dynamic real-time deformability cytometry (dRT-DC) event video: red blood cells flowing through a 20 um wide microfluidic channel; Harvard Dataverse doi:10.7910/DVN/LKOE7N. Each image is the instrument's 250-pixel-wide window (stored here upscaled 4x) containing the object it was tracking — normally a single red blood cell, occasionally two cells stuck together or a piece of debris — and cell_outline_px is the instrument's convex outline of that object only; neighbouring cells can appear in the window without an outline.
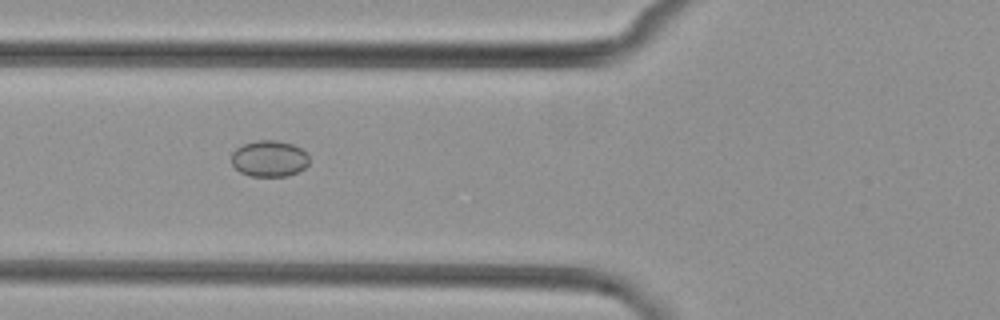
{"species": "common noctule bat (a hibernating species)", "species_latin": "Nyctalus noctula", "temperature_condition": "cold", "stored_images_in_passage": 6, "camera_frame_rate_fps": 3000, "um_per_image_px": 0.085, "animal": {"sex": "female", "body_mass_g": 29.2, "forearm_length_mm": 56.3}, "frame": {"image": 1, "passage_image": 3, "time_ms": 2.333, "image_size_px": [1000, 320], "cell_outline_px": [[308, 164], [304, 168], [288, 176], [248, 176], [240, 172], [232, 164], [232, 152], [236, 148], [244, 144], [256, 140], [276, 140], [292, 144], [300, 148], [308, 156]], "centroid_in_image_um": [22.86, 13.48], "position_along_channel_um": 102.9, "area_um2": 16.36}}
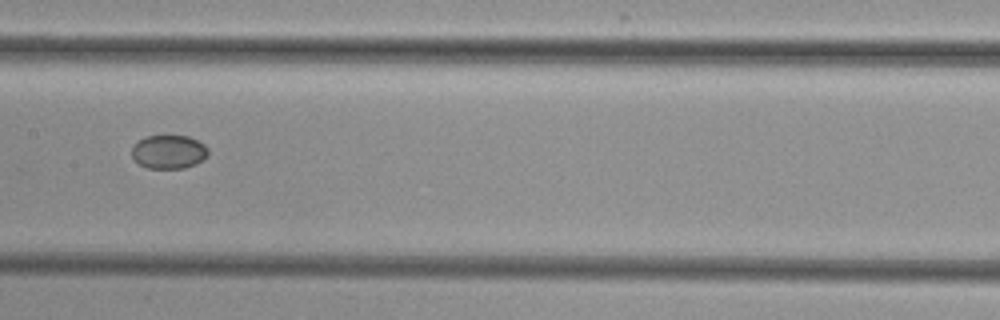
{"frame": {"image": 2, "passage_image": 5, "time_ms": 4.667, "image_size_px": [1000, 320], "cell_outline_px": [[208, 156], [196, 164], [184, 168], [148, 168], [140, 164], [132, 156], [132, 148], [144, 136], [188, 136], [204, 144], [208, 148]], "centroid_in_image_um": [14.37, 12.91], "position_along_channel_um": 193.0, "area_um2": 14.85}}
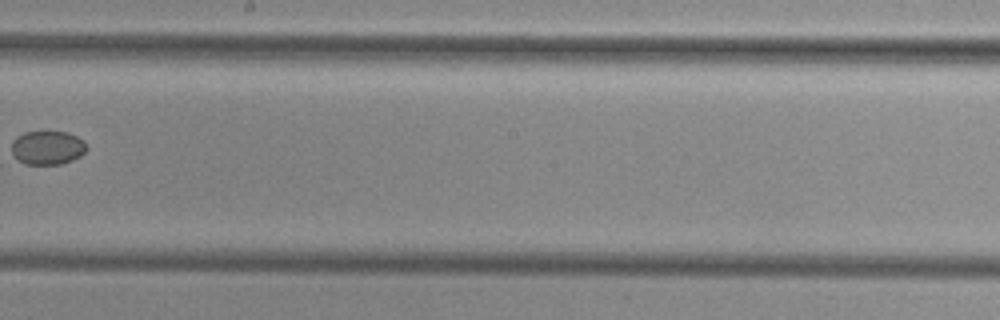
{"frame": {"image": 3, "passage_image": 6, "time_ms": 6.0, "image_size_px": [1000, 320], "cell_outline_px": [[88, 148], [80, 156], [72, 160], [60, 164], [24, 164], [12, 152], [12, 140], [16, 136], [24, 132], [68, 132], [76, 136]], "centroid_in_image_um": [4.02, 12.55], "position_along_channel_um": 244.2, "area_um2": 14.57}}